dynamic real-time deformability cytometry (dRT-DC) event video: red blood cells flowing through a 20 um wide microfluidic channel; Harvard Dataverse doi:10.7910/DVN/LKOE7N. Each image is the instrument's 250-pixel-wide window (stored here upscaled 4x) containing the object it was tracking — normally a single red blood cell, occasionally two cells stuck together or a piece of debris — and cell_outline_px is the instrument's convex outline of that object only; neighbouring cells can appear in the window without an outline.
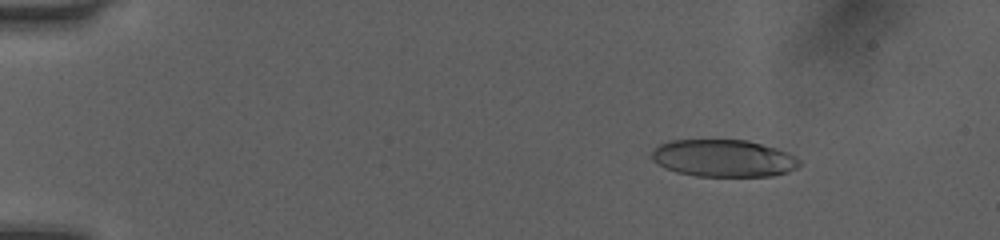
{"species": "human", "species_latin": "Homo sapiens", "temperature_condition": "room temperature", "stored_images_in_passage": 51, "camera_frame_rate_fps": 3000, "um_per_image_px": 0.085, "donor": {"sex": "female"}, "frame": {"image": 1, "passage_image": 8, "time_ms": 2.333, "image_size_px": [1000, 240], "cell_outline_px": [[800, 164], [796, 168], [788, 172], [772, 176], [696, 176], [676, 172], [664, 168], [652, 160], [648, 156], [660, 144], [668, 140], [748, 140], [776, 148], [788, 152], [796, 156], [800, 160]], "centroid_in_image_um": [61.49, 13.45], "position_along_channel_um": 23.5, "area_um2": 32.31}}
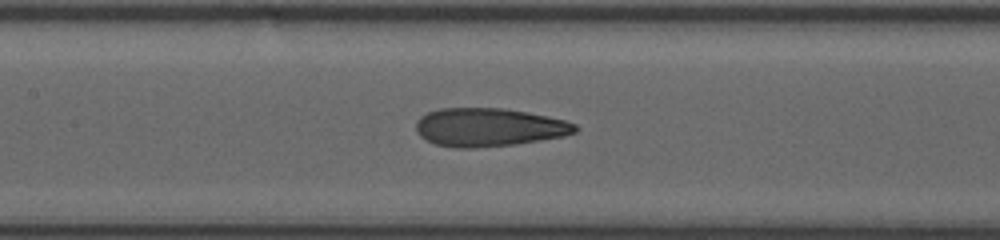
{"frame": {"image": 2, "passage_image": 26, "time_ms": 8.333, "image_size_px": [1000, 240], "cell_outline_px": [[580, 128], [576, 132], [564, 136], [516, 144], [472, 148], [456, 148], [436, 144], [420, 136], [416, 132], [416, 120], [420, 116], [428, 112], [440, 108], [504, 108], [528, 112], [548, 116], [564, 120], [576, 124]], "centroid_in_image_um": [41.56, 10.81], "position_along_channel_um": 165.8, "area_um2": 35.72}}
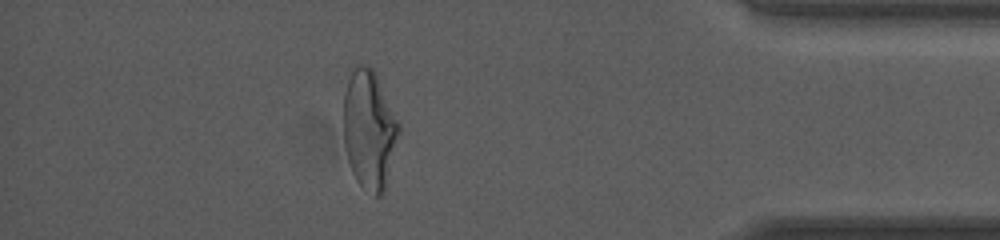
{"frame": {"image": 3, "passage_image": 46, "time_ms": 15.0, "image_size_px": [1000, 240], "cell_outline_px": [[400, 132], [384, 192], [380, 196], [372, 196], [356, 180], [352, 172], [348, 160], [344, 144], [344, 92], [348, 68], [352, 64], [364, 64], [372, 68], [376, 72], [400, 124]], "centroid_in_image_um": [31.37, 10.94], "position_along_channel_um": 403.8, "area_um2": 39.07}, "authors_computed_cell_mechanics": {"area_um2": 35.0268, "velocity_mm_per_s": 4.08, "shape_relaxation_time_tau1_ms": 7.4378, "shape_relaxation_time_tau2_ms": 1.2714, "deformation_change_tau1": 0.2807, "deformation_change_tau2": 0.1024}}